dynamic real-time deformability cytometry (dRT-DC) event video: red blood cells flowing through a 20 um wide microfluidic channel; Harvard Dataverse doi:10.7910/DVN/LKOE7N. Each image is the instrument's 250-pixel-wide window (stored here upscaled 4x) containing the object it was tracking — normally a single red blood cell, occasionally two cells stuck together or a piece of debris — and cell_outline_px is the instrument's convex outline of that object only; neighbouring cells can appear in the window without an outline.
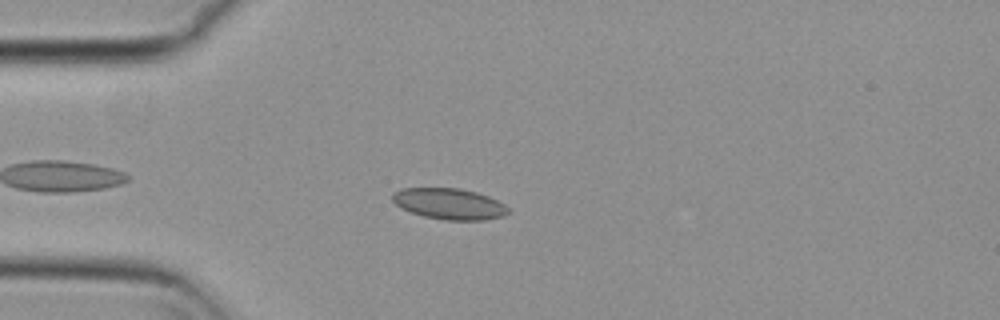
{"species": "common noctule bat (a hibernating species)", "species_latin": "Nyctalus noctula", "temperature_condition": "cold", "stored_images_in_passage": 48, "camera_frame_rate_fps": 3000, "um_per_image_px": 0.085, "animal": {"sex": "female", "body_mass_g": 29.2, "forearm_length_mm": 56.3}, "frame": {"image": 1, "passage_image": 7, "time_ms": 2.0, "image_size_px": [1000, 320], "cell_outline_px": [[508, 212], [504, 216], [484, 220], [444, 220], [424, 216], [400, 208], [392, 200], [392, 192], [400, 188], [460, 188], [476, 192], [488, 196], [504, 204], [508, 208]], "centroid_in_image_um": [38.16, 17.32], "position_along_channel_um": 46.8, "area_um2": 20.98}}
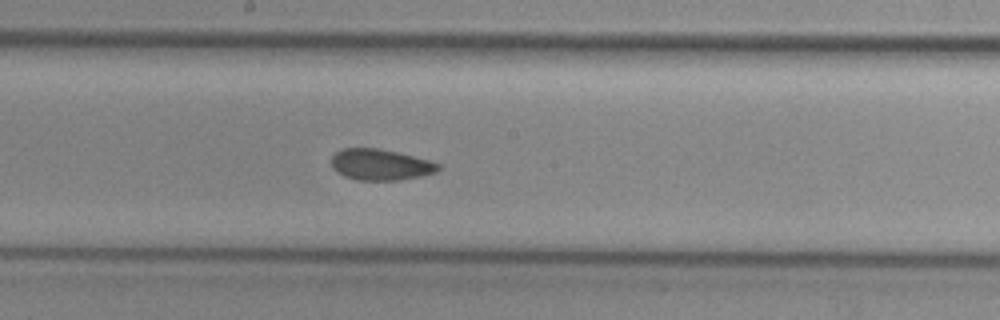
{"frame": {"image": 2, "passage_image": 22, "time_ms": 7.0, "image_size_px": [1000, 320], "cell_outline_px": [[440, 168], [436, 172], [420, 176], [400, 180], [356, 180], [344, 176], [336, 172], [332, 168], [332, 156], [336, 152], [344, 148], [376, 148], [396, 152], [428, 160], [440, 164]], "centroid_in_image_um": [32.31, 14.0], "position_along_channel_um": 215.9, "area_um2": 19.25}}
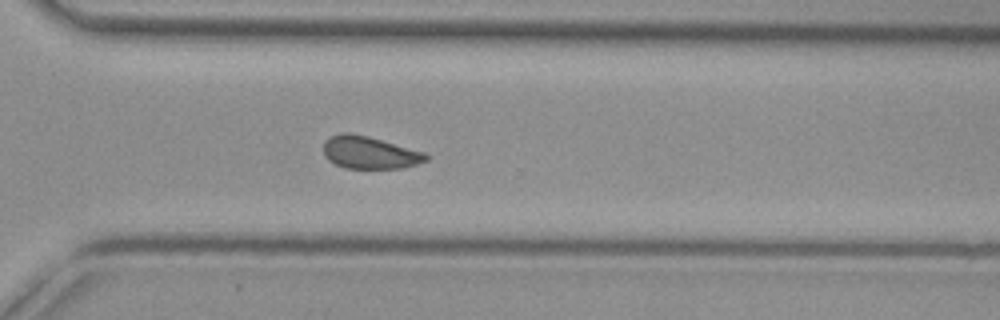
{"frame": {"image": 3, "passage_image": 32, "time_ms": 10.333, "image_size_px": [1000, 320], "cell_outline_px": [[428, 160], [404, 168], [344, 168], [328, 160], [324, 156], [324, 140], [340, 132], [348, 132], [368, 136], [424, 152], [428, 156]], "centroid_in_image_um": [31.39, 12.96], "position_along_channel_um": 339.2, "area_um2": 19.36}, "authors_computed_cell_mechanics": {"area_um2": 19.9988, "velocity_mm_per_s": 3.7068, "shape_relaxation_time_tau1_ms": null, "shape_relaxation_time_tau2_ms": 1.961, "deformation_change_tau1": null, "deformation_change_tau2": 0.0543}}